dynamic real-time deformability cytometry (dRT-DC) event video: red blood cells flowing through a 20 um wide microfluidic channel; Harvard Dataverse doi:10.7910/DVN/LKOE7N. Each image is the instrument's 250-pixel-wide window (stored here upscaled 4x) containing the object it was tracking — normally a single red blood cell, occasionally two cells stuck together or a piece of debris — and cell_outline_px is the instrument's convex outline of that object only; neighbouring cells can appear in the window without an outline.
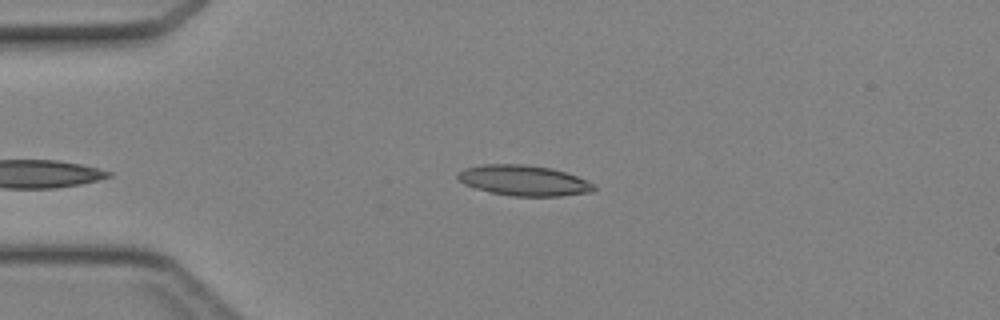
{"species": "Egyptian fruit bat (a non-hibernating species)", "species_latin": "Rousettus aegyptiacus", "temperature_condition": "cold", "stored_images_in_passage": 31, "camera_frame_rate_fps": 3000, "um_per_image_px": 0.085, "animal": {"sex": "female"}, "frame": {"image": 1, "passage_image": 1, "time_ms": 0.0, "image_size_px": [1000, 320], "cell_outline_px": [[596, 188], [592, 192], [560, 196], [512, 196], [488, 192], [464, 184], [456, 176], [456, 172], [464, 168], [484, 164], [524, 164], [552, 168], [576, 176], [596, 184]], "centroid_in_image_um": [44.51, 15.34], "position_along_channel_um": 40.5, "area_um2": 24.33}}
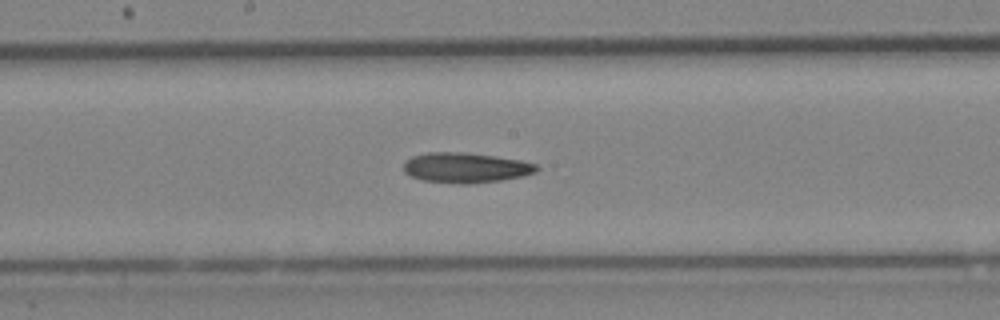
{"frame": {"image": 2, "passage_image": 14, "time_ms": 4.333, "image_size_px": [1000, 320], "cell_outline_px": [[540, 168], [536, 172], [524, 176], [500, 180], [468, 184], [460, 184], [420, 180], [404, 172], [404, 164], [412, 156], [428, 152], [464, 152], [496, 156], [520, 160], [536, 164]], "centroid_in_image_um": [39.6, 14.25], "position_along_channel_um": 208.6, "area_um2": 23.41}}
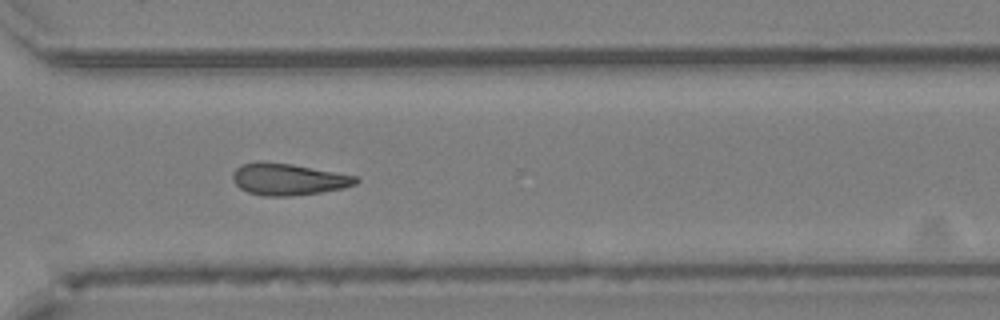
{"frame": {"image": 3, "passage_image": 23, "time_ms": 7.333, "image_size_px": [1000, 320], "cell_outline_px": [[360, 180], [356, 184], [344, 188], [320, 192], [292, 196], [264, 196], [248, 192], [240, 188], [232, 180], [232, 172], [236, 168], [244, 164], [292, 164], [360, 176]], "centroid_in_image_um": [24.58, 15.27], "position_along_channel_um": 346.0, "area_um2": 22.37}}